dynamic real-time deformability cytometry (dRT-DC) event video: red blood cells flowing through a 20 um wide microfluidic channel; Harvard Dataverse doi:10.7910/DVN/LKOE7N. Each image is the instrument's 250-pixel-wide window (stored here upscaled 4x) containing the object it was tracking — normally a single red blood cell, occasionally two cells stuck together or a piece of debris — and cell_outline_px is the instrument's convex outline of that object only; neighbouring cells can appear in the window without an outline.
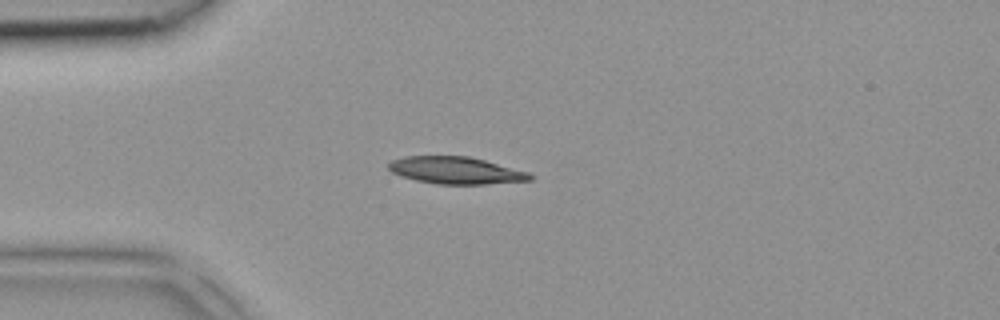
{"species": "common noctule bat (a hibernating species)", "species_latin": "Nyctalus noctula", "temperature_condition": "room temperature", "stored_images_in_passage": 1, "camera_frame_rate_fps": 3000, "um_per_image_px": 0.085, "animal": {"sex": "female", "body_mass_g": 18.4}, "frame": {"image": 1, "passage_image": 1, "time_ms": 0.0, "image_size_px": [1000, 320], "cell_outline_px": [[532, 180], [484, 184], [436, 184], [416, 180], [400, 176], [392, 172], [388, 168], [388, 164], [392, 160], [404, 156], [468, 156], [484, 160], [528, 172], [532, 176]], "centroid_in_image_um": [38.7, 14.48], "position_along_channel_um": 46.3, "area_um2": 22.2}}